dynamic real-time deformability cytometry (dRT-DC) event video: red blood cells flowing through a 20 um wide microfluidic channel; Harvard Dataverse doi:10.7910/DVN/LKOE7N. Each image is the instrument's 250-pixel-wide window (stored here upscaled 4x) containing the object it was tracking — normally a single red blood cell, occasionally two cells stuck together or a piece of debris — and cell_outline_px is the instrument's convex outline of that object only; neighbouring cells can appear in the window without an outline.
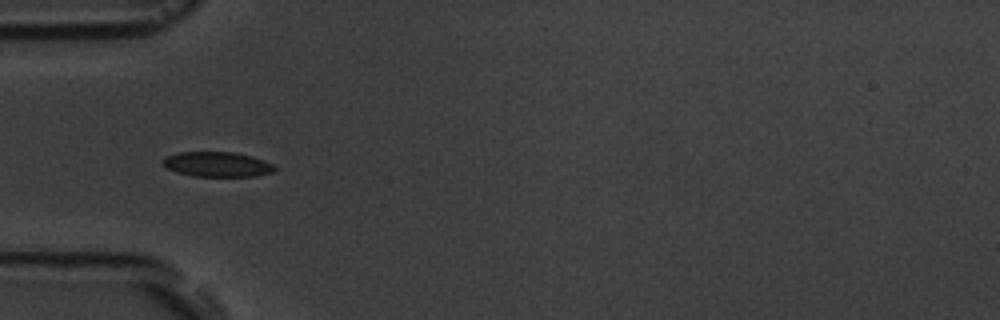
{"species": "common noctule bat (a hibernating species)", "species_latin": "Nyctalus noctula", "temperature_condition": "room temperature", "stored_images_in_passage": 5, "camera_frame_rate_fps": 3000, "um_per_image_px": 0.085, "animal": {"sex": "male", "body_mass_g": 19.5, "forearm_length_mm": 54.6}, "frame": {"image": 1, "passage_image": 3, "time_ms": 3.0, "image_size_px": [1000, 320], "cell_outline_px": [[276, 168], [272, 172], [256, 176], [192, 176], [176, 172], [160, 164], [160, 160], [164, 156], [176, 152], [236, 152], [252, 156], [264, 160], [272, 164]], "centroid_in_image_um": [18.39, 13.96], "position_along_channel_um": 66.6, "area_um2": 16.47}}
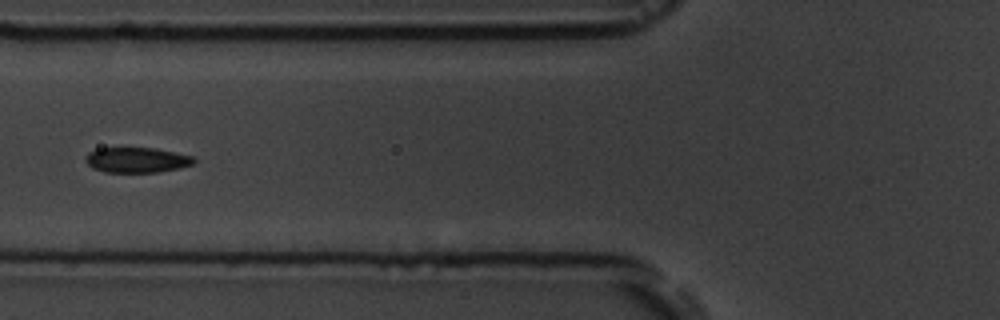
{"frame": {"image": 2, "passage_image": 4, "time_ms": 4.333, "image_size_px": [1000, 320], "cell_outline_px": [[196, 160], [192, 164], [176, 168], [156, 172], [104, 172], [92, 168], [88, 164], [88, 152], [96, 148], [156, 148], [192, 156]], "centroid_in_image_um": [11.61, 13.59], "position_along_channel_um": 114.2, "area_um2": 15.66}}
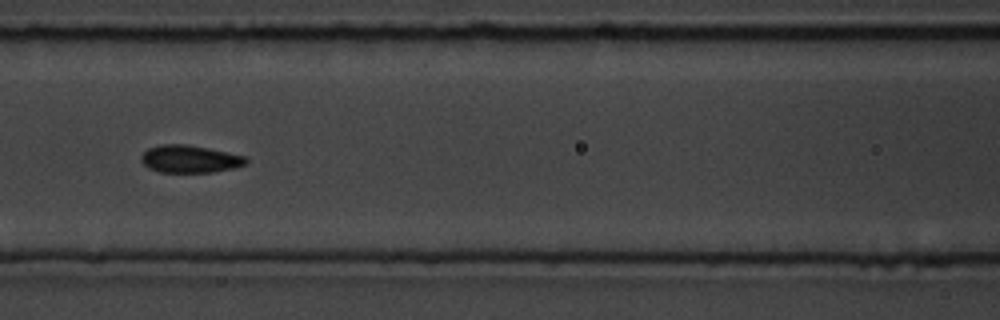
{"frame": {"image": 3, "passage_image": 5, "time_ms": 5.333, "image_size_px": [1000, 320], "cell_outline_px": [[248, 160], [244, 164], [236, 168], [212, 172], [160, 172], [148, 168], [140, 160], [140, 156], [148, 148], [160, 144], [184, 144], [208, 148], [244, 156]], "centroid_in_image_um": [16.1, 13.51], "position_along_channel_um": 150.5, "area_um2": 16.76}}